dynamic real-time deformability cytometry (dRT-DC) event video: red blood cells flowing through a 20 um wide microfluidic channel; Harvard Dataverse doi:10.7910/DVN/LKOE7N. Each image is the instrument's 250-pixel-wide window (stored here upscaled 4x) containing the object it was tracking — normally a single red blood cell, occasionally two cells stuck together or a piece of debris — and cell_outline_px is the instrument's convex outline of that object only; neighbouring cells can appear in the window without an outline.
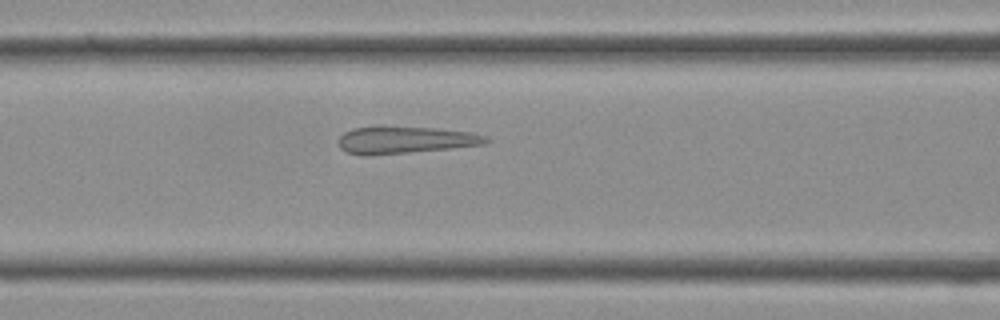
{"species": "Egyptian fruit bat (a non-hibernating species)", "species_latin": "Rousettus aegyptiacus", "temperature_condition": "cold", "stored_images_in_passage": 38, "camera_frame_rate_fps": 3000, "um_per_image_px": 0.085, "frame": {"image": 1, "passage_image": 15, "time_ms": 4.667, "image_size_px": [1000, 320], "cell_outline_px": [[492, 140], [484, 144], [448, 148], [408, 152], [348, 152], [340, 148], [340, 136], [344, 132], [352, 128], [436, 128], [472, 132], [488, 136]], "centroid_in_image_um": [34.6, 11.87], "position_along_channel_um": 132.0, "area_um2": 21.73}}
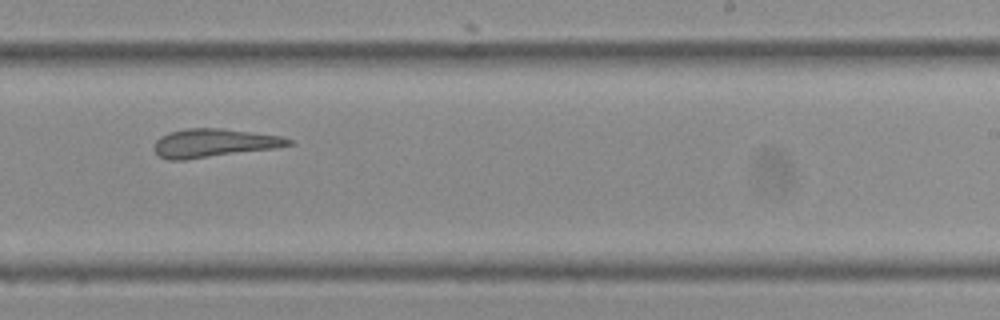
{"frame": {"image": 2, "passage_image": 23, "time_ms": 7.333, "image_size_px": [1000, 320], "cell_outline_px": [[296, 144], [276, 148], [184, 160], [168, 160], [160, 156], [152, 148], [156, 140], [160, 136], [168, 132], [184, 128], [220, 128], [284, 136], [292, 140]], "centroid_in_image_um": [18.19, 12.15], "position_along_channel_um": 270.8, "area_um2": 22.54}}
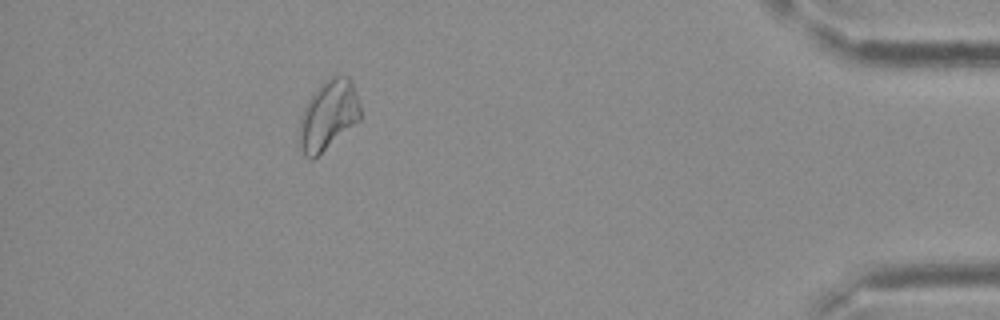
{"frame": {"image": 3, "passage_image": 34, "time_ms": 11.0, "image_size_px": [1000, 320], "cell_outline_px": [[360, 120], [312, 160], [308, 160], [304, 156], [300, 148], [296, 136], [300, 116], [308, 100], [316, 88], [320, 84], [332, 76], [348, 76], [352, 80], [360, 104]], "centroid_in_image_um": [27.86, 9.81], "position_along_channel_um": 407.3, "area_um2": 25.14}}